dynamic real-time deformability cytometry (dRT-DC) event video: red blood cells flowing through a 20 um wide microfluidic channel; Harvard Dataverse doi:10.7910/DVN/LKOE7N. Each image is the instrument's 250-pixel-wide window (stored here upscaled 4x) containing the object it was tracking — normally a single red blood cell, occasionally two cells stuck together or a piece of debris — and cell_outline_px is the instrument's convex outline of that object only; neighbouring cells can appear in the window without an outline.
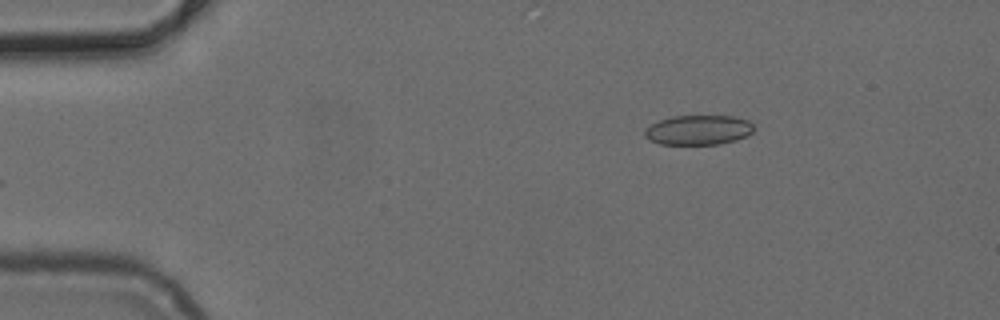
{"species": "common noctule bat (a hibernating species)", "species_latin": "Nyctalus noctula", "temperature_condition": "cold", "stored_images_in_passage": 44, "camera_frame_rate_fps": 3000, "um_per_image_px": 0.085, "animal": {"sex": "female", "body_mass_g": 24.6, "forearm_length_mm": 56.2}, "frame": {"image": 1, "passage_image": 1, "time_ms": 0.0, "image_size_px": [1000, 320], "cell_outline_px": [[752, 132], [748, 136], [736, 140], [720, 144], [660, 144], [648, 140], [644, 136], [644, 128], [660, 120], [672, 116], [732, 116], [748, 120], [752, 124]], "centroid_in_image_um": [59.34, 11.05], "position_along_channel_um": 25.7, "area_um2": 18.96}}
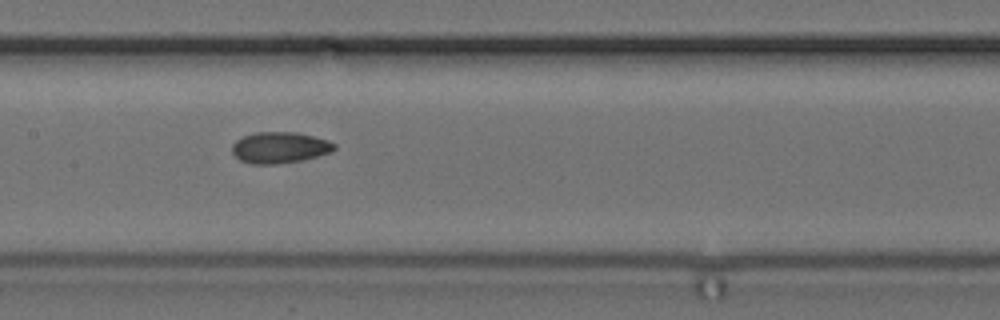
{"frame": {"image": 2, "passage_image": 18, "time_ms": 5.667, "image_size_px": [1000, 320], "cell_outline_px": [[336, 148], [332, 152], [300, 160], [276, 164], [252, 164], [240, 160], [232, 152], [232, 144], [236, 140], [244, 136], [256, 132], [292, 132], [312, 136], [328, 140], [336, 144]], "centroid_in_image_um": [23.77, 12.54], "position_along_channel_um": 183.6, "area_um2": 18.44}}
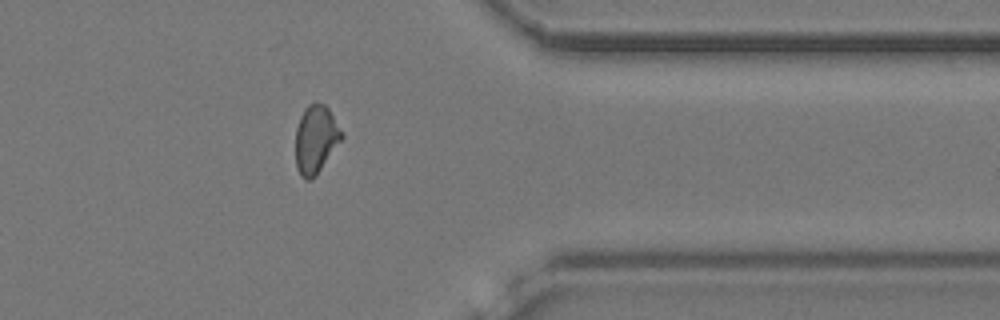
{"frame": {"image": 3, "passage_image": 34, "time_ms": 11.0, "image_size_px": [1000, 320], "cell_outline_px": [[344, 136], [316, 176], [312, 180], [304, 180], [300, 176], [296, 168], [296, 128], [300, 116], [304, 108], [308, 104], [316, 100], [324, 104], [328, 108], [344, 132]], "centroid_in_image_um": [26.84, 11.82], "position_along_channel_um": 384.6, "area_um2": 18.67}}